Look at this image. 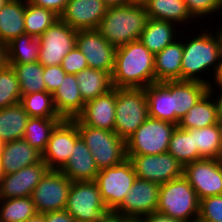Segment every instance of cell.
<instances>
[{
    "label": "cell",
    "mask_w": 222,
    "mask_h": 222,
    "mask_svg": "<svg viewBox=\"0 0 222 222\" xmlns=\"http://www.w3.org/2000/svg\"><path fill=\"white\" fill-rule=\"evenodd\" d=\"M154 58L140 40L117 47L111 74L113 88H145L155 83Z\"/></svg>",
    "instance_id": "obj_1"
},
{
    "label": "cell",
    "mask_w": 222,
    "mask_h": 222,
    "mask_svg": "<svg viewBox=\"0 0 222 222\" xmlns=\"http://www.w3.org/2000/svg\"><path fill=\"white\" fill-rule=\"evenodd\" d=\"M203 31L195 34L196 37L183 41L181 80L198 81L209 86L212 83L209 81V76L206 80L202 74L212 71L211 76H214L222 55L221 41L216 30L214 33L216 35L210 33L209 30Z\"/></svg>",
    "instance_id": "obj_2"
},
{
    "label": "cell",
    "mask_w": 222,
    "mask_h": 222,
    "mask_svg": "<svg viewBox=\"0 0 222 222\" xmlns=\"http://www.w3.org/2000/svg\"><path fill=\"white\" fill-rule=\"evenodd\" d=\"M149 17L145 6L134 3L108 7L97 30L116 48L139 40Z\"/></svg>",
    "instance_id": "obj_3"
},
{
    "label": "cell",
    "mask_w": 222,
    "mask_h": 222,
    "mask_svg": "<svg viewBox=\"0 0 222 222\" xmlns=\"http://www.w3.org/2000/svg\"><path fill=\"white\" fill-rule=\"evenodd\" d=\"M156 211L185 222H197L199 199L184 176L160 185Z\"/></svg>",
    "instance_id": "obj_4"
},
{
    "label": "cell",
    "mask_w": 222,
    "mask_h": 222,
    "mask_svg": "<svg viewBox=\"0 0 222 222\" xmlns=\"http://www.w3.org/2000/svg\"><path fill=\"white\" fill-rule=\"evenodd\" d=\"M72 120L76 123L79 136L89 148L99 171L119 165L127 159L126 141L114 131L87 126L77 117Z\"/></svg>",
    "instance_id": "obj_5"
},
{
    "label": "cell",
    "mask_w": 222,
    "mask_h": 222,
    "mask_svg": "<svg viewBox=\"0 0 222 222\" xmlns=\"http://www.w3.org/2000/svg\"><path fill=\"white\" fill-rule=\"evenodd\" d=\"M114 132L127 140L149 117L144 88H116Z\"/></svg>",
    "instance_id": "obj_6"
},
{
    "label": "cell",
    "mask_w": 222,
    "mask_h": 222,
    "mask_svg": "<svg viewBox=\"0 0 222 222\" xmlns=\"http://www.w3.org/2000/svg\"><path fill=\"white\" fill-rule=\"evenodd\" d=\"M177 125L148 117L126 140L127 155H158L168 152L169 141Z\"/></svg>",
    "instance_id": "obj_7"
},
{
    "label": "cell",
    "mask_w": 222,
    "mask_h": 222,
    "mask_svg": "<svg viewBox=\"0 0 222 222\" xmlns=\"http://www.w3.org/2000/svg\"><path fill=\"white\" fill-rule=\"evenodd\" d=\"M65 210L77 222H97L108 212L95 181H74Z\"/></svg>",
    "instance_id": "obj_8"
},
{
    "label": "cell",
    "mask_w": 222,
    "mask_h": 222,
    "mask_svg": "<svg viewBox=\"0 0 222 222\" xmlns=\"http://www.w3.org/2000/svg\"><path fill=\"white\" fill-rule=\"evenodd\" d=\"M137 178L128 158L119 165L102 169L95 182L108 210L114 211L124 200Z\"/></svg>",
    "instance_id": "obj_9"
},
{
    "label": "cell",
    "mask_w": 222,
    "mask_h": 222,
    "mask_svg": "<svg viewBox=\"0 0 222 222\" xmlns=\"http://www.w3.org/2000/svg\"><path fill=\"white\" fill-rule=\"evenodd\" d=\"M71 184L61 170H48L31 195L37 213L65 210Z\"/></svg>",
    "instance_id": "obj_10"
},
{
    "label": "cell",
    "mask_w": 222,
    "mask_h": 222,
    "mask_svg": "<svg viewBox=\"0 0 222 222\" xmlns=\"http://www.w3.org/2000/svg\"><path fill=\"white\" fill-rule=\"evenodd\" d=\"M77 30L60 18L40 37L39 62L43 66L61 65L63 57L76 46Z\"/></svg>",
    "instance_id": "obj_11"
},
{
    "label": "cell",
    "mask_w": 222,
    "mask_h": 222,
    "mask_svg": "<svg viewBox=\"0 0 222 222\" xmlns=\"http://www.w3.org/2000/svg\"><path fill=\"white\" fill-rule=\"evenodd\" d=\"M136 176L158 184H164L183 176L184 166L170 153L158 155H127Z\"/></svg>",
    "instance_id": "obj_12"
},
{
    "label": "cell",
    "mask_w": 222,
    "mask_h": 222,
    "mask_svg": "<svg viewBox=\"0 0 222 222\" xmlns=\"http://www.w3.org/2000/svg\"><path fill=\"white\" fill-rule=\"evenodd\" d=\"M183 176L199 200L222 195V159H199L184 166Z\"/></svg>",
    "instance_id": "obj_13"
},
{
    "label": "cell",
    "mask_w": 222,
    "mask_h": 222,
    "mask_svg": "<svg viewBox=\"0 0 222 222\" xmlns=\"http://www.w3.org/2000/svg\"><path fill=\"white\" fill-rule=\"evenodd\" d=\"M79 138L77 125L72 119H63L56 125L42 153V160L49 170H61L65 166Z\"/></svg>",
    "instance_id": "obj_14"
},
{
    "label": "cell",
    "mask_w": 222,
    "mask_h": 222,
    "mask_svg": "<svg viewBox=\"0 0 222 222\" xmlns=\"http://www.w3.org/2000/svg\"><path fill=\"white\" fill-rule=\"evenodd\" d=\"M160 184L136 178L122 203L114 210L127 219L139 218L156 212Z\"/></svg>",
    "instance_id": "obj_15"
},
{
    "label": "cell",
    "mask_w": 222,
    "mask_h": 222,
    "mask_svg": "<svg viewBox=\"0 0 222 222\" xmlns=\"http://www.w3.org/2000/svg\"><path fill=\"white\" fill-rule=\"evenodd\" d=\"M76 46L84 54L89 68L112 74L116 47L111 45L97 29L77 30Z\"/></svg>",
    "instance_id": "obj_16"
},
{
    "label": "cell",
    "mask_w": 222,
    "mask_h": 222,
    "mask_svg": "<svg viewBox=\"0 0 222 222\" xmlns=\"http://www.w3.org/2000/svg\"><path fill=\"white\" fill-rule=\"evenodd\" d=\"M48 170L47 164L41 160L15 173L4 175L0 181V199L31 196Z\"/></svg>",
    "instance_id": "obj_17"
},
{
    "label": "cell",
    "mask_w": 222,
    "mask_h": 222,
    "mask_svg": "<svg viewBox=\"0 0 222 222\" xmlns=\"http://www.w3.org/2000/svg\"><path fill=\"white\" fill-rule=\"evenodd\" d=\"M107 8L103 0H69L60 19L75 30L97 29Z\"/></svg>",
    "instance_id": "obj_18"
},
{
    "label": "cell",
    "mask_w": 222,
    "mask_h": 222,
    "mask_svg": "<svg viewBox=\"0 0 222 222\" xmlns=\"http://www.w3.org/2000/svg\"><path fill=\"white\" fill-rule=\"evenodd\" d=\"M116 88L85 103L77 118L85 125L114 131L116 113Z\"/></svg>",
    "instance_id": "obj_19"
},
{
    "label": "cell",
    "mask_w": 222,
    "mask_h": 222,
    "mask_svg": "<svg viewBox=\"0 0 222 222\" xmlns=\"http://www.w3.org/2000/svg\"><path fill=\"white\" fill-rule=\"evenodd\" d=\"M41 160L42 153L24 139L3 143L0 150V162L4 175L15 173Z\"/></svg>",
    "instance_id": "obj_20"
},
{
    "label": "cell",
    "mask_w": 222,
    "mask_h": 222,
    "mask_svg": "<svg viewBox=\"0 0 222 222\" xmlns=\"http://www.w3.org/2000/svg\"><path fill=\"white\" fill-rule=\"evenodd\" d=\"M71 153L69 160L61 169L65 176L72 182L95 181L99 170L89 148L81 138L74 143Z\"/></svg>",
    "instance_id": "obj_21"
},
{
    "label": "cell",
    "mask_w": 222,
    "mask_h": 222,
    "mask_svg": "<svg viewBox=\"0 0 222 222\" xmlns=\"http://www.w3.org/2000/svg\"><path fill=\"white\" fill-rule=\"evenodd\" d=\"M144 89L148 116L174 124L173 81L155 82Z\"/></svg>",
    "instance_id": "obj_22"
},
{
    "label": "cell",
    "mask_w": 222,
    "mask_h": 222,
    "mask_svg": "<svg viewBox=\"0 0 222 222\" xmlns=\"http://www.w3.org/2000/svg\"><path fill=\"white\" fill-rule=\"evenodd\" d=\"M177 39L179 40H175L162 51L155 54V82L181 80V60L183 57L182 40L185 41V39L181 37Z\"/></svg>",
    "instance_id": "obj_23"
},
{
    "label": "cell",
    "mask_w": 222,
    "mask_h": 222,
    "mask_svg": "<svg viewBox=\"0 0 222 222\" xmlns=\"http://www.w3.org/2000/svg\"><path fill=\"white\" fill-rule=\"evenodd\" d=\"M54 105L63 119L76 118L85 105L75 75L66 74L61 85L53 94Z\"/></svg>",
    "instance_id": "obj_24"
},
{
    "label": "cell",
    "mask_w": 222,
    "mask_h": 222,
    "mask_svg": "<svg viewBox=\"0 0 222 222\" xmlns=\"http://www.w3.org/2000/svg\"><path fill=\"white\" fill-rule=\"evenodd\" d=\"M208 85L198 81L175 80L173 81V110L174 124L208 92Z\"/></svg>",
    "instance_id": "obj_25"
},
{
    "label": "cell",
    "mask_w": 222,
    "mask_h": 222,
    "mask_svg": "<svg viewBox=\"0 0 222 222\" xmlns=\"http://www.w3.org/2000/svg\"><path fill=\"white\" fill-rule=\"evenodd\" d=\"M26 0H8L0 10V43L7 45L25 34L24 14Z\"/></svg>",
    "instance_id": "obj_26"
},
{
    "label": "cell",
    "mask_w": 222,
    "mask_h": 222,
    "mask_svg": "<svg viewBox=\"0 0 222 222\" xmlns=\"http://www.w3.org/2000/svg\"><path fill=\"white\" fill-rule=\"evenodd\" d=\"M176 26L173 22L149 18L139 40L155 55L176 40Z\"/></svg>",
    "instance_id": "obj_27"
},
{
    "label": "cell",
    "mask_w": 222,
    "mask_h": 222,
    "mask_svg": "<svg viewBox=\"0 0 222 222\" xmlns=\"http://www.w3.org/2000/svg\"><path fill=\"white\" fill-rule=\"evenodd\" d=\"M148 17L187 25L194 20L184 0H151L145 5ZM190 20V22H189Z\"/></svg>",
    "instance_id": "obj_28"
},
{
    "label": "cell",
    "mask_w": 222,
    "mask_h": 222,
    "mask_svg": "<svg viewBox=\"0 0 222 222\" xmlns=\"http://www.w3.org/2000/svg\"><path fill=\"white\" fill-rule=\"evenodd\" d=\"M217 106L212 95L207 92L179 121L182 129H200L218 124Z\"/></svg>",
    "instance_id": "obj_29"
},
{
    "label": "cell",
    "mask_w": 222,
    "mask_h": 222,
    "mask_svg": "<svg viewBox=\"0 0 222 222\" xmlns=\"http://www.w3.org/2000/svg\"><path fill=\"white\" fill-rule=\"evenodd\" d=\"M83 101L95 99L113 88L111 74L93 68L83 69L75 75Z\"/></svg>",
    "instance_id": "obj_30"
},
{
    "label": "cell",
    "mask_w": 222,
    "mask_h": 222,
    "mask_svg": "<svg viewBox=\"0 0 222 222\" xmlns=\"http://www.w3.org/2000/svg\"><path fill=\"white\" fill-rule=\"evenodd\" d=\"M28 119L20 103L0 109V140L7 143L23 139Z\"/></svg>",
    "instance_id": "obj_31"
},
{
    "label": "cell",
    "mask_w": 222,
    "mask_h": 222,
    "mask_svg": "<svg viewBox=\"0 0 222 222\" xmlns=\"http://www.w3.org/2000/svg\"><path fill=\"white\" fill-rule=\"evenodd\" d=\"M168 153L183 166L202 159L194 142V129L176 127L169 141Z\"/></svg>",
    "instance_id": "obj_32"
},
{
    "label": "cell",
    "mask_w": 222,
    "mask_h": 222,
    "mask_svg": "<svg viewBox=\"0 0 222 222\" xmlns=\"http://www.w3.org/2000/svg\"><path fill=\"white\" fill-rule=\"evenodd\" d=\"M14 70L20 84L21 96L46 91L43 79L44 66L38 62L8 63Z\"/></svg>",
    "instance_id": "obj_33"
},
{
    "label": "cell",
    "mask_w": 222,
    "mask_h": 222,
    "mask_svg": "<svg viewBox=\"0 0 222 222\" xmlns=\"http://www.w3.org/2000/svg\"><path fill=\"white\" fill-rule=\"evenodd\" d=\"M40 39L28 34H22L7 44L8 63L38 62Z\"/></svg>",
    "instance_id": "obj_34"
},
{
    "label": "cell",
    "mask_w": 222,
    "mask_h": 222,
    "mask_svg": "<svg viewBox=\"0 0 222 222\" xmlns=\"http://www.w3.org/2000/svg\"><path fill=\"white\" fill-rule=\"evenodd\" d=\"M62 120L63 118L29 117L23 139L39 152L43 153L53 129Z\"/></svg>",
    "instance_id": "obj_35"
},
{
    "label": "cell",
    "mask_w": 222,
    "mask_h": 222,
    "mask_svg": "<svg viewBox=\"0 0 222 222\" xmlns=\"http://www.w3.org/2000/svg\"><path fill=\"white\" fill-rule=\"evenodd\" d=\"M60 18L54 11L36 6L26 0L24 14L25 34L40 37Z\"/></svg>",
    "instance_id": "obj_36"
},
{
    "label": "cell",
    "mask_w": 222,
    "mask_h": 222,
    "mask_svg": "<svg viewBox=\"0 0 222 222\" xmlns=\"http://www.w3.org/2000/svg\"><path fill=\"white\" fill-rule=\"evenodd\" d=\"M20 104L29 117L62 118L55 108L53 95L47 91L22 95Z\"/></svg>",
    "instance_id": "obj_37"
},
{
    "label": "cell",
    "mask_w": 222,
    "mask_h": 222,
    "mask_svg": "<svg viewBox=\"0 0 222 222\" xmlns=\"http://www.w3.org/2000/svg\"><path fill=\"white\" fill-rule=\"evenodd\" d=\"M194 142L199 156L204 159H222L219 125L194 129Z\"/></svg>",
    "instance_id": "obj_38"
},
{
    "label": "cell",
    "mask_w": 222,
    "mask_h": 222,
    "mask_svg": "<svg viewBox=\"0 0 222 222\" xmlns=\"http://www.w3.org/2000/svg\"><path fill=\"white\" fill-rule=\"evenodd\" d=\"M36 213L31 196L0 199L1 222H25Z\"/></svg>",
    "instance_id": "obj_39"
},
{
    "label": "cell",
    "mask_w": 222,
    "mask_h": 222,
    "mask_svg": "<svg viewBox=\"0 0 222 222\" xmlns=\"http://www.w3.org/2000/svg\"><path fill=\"white\" fill-rule=\"evenodd\" d=\"M21 90L16 74L7 65L0 70V109L20 103Z\"/></svg>",
    "instance_id": "obj_40"
},
{
    "label": "cell",
    "mask_w": 222,
    "mask_h": 222,
    "mask_svg": "<svg viewBox=\"0 0 222 222\" xmlns=\"http://www.w3.org/2000/svg\"><path fill=\"white\" fill-rule=\"evenodd\" d=\"M197 222H222V195L199 200Z\"/></svg>",
    "instance_id": "obj_41"
},
{
    "label": "cell",
    "mask_w": 222,
    "mask_h": 222,
    "mask_svg": "<svg viewBox=\"0 0 222 222\" xmlns=\"http://www.w3.org/2000/svg\"><path fill=\"white\" fill-rule=\"evenodd\" d=\"M187 4V8L194 19L198 20L200 17L210 16L215 13L219 15V11L222 10L219 0H184ZM219 10V11H218ZM218 11V12H217ZM198 17V18H197Z\"/></svg>",
    "instance_id": "obj_42"
},
{
    "label": "cell",
    "mask_w": 222,
    "mask_h": 222,
    "mask_svg": "<svg viewBox=\"0 0 222 222\" xmlns=\"http://www.w3.org/2000/svg\"><path fill=\"white\" fill-rule=\"evenodd\" d=\"M61 67L67 74L76 75L88 68V65L84 54L75 46L63 57Z\"/></svg>",
    "instance_id": "obj_43"
},
{
    "label": "cell",
    "mask_w": 222,
    "mask_h": 222,
    "mask_svg": "<svg viewBox=\"0 0 222 222\" xmlns=\"http://www.w3.org/2000/svg\"><path fill=\"white\" fill-rule=\"evenodd\" d=\"M66 74L61 65L44 66L43 79L46 85V91L53 95L61 85Z\"/></svg>",
    "instance_id": "obj_44"
},
{
    "label": "cell",
    "mask_w": 222,
    "mask_h": 222,
    "mask_svg": "<svg viewBox=\"0 0 222 222\" xmlns=\"http://www.w3.org/2000/svg\"><path fill=\"white\" fill-rule=\"evenodd\" d=\"M28 2L43 8L54 11L57 15H61L69 0H27Z\"/></svg>",
    "instance_id": "obj_45"
},
{
    "label": "cell",
    "mask_w": 222,
    "mask_h": 222,
    "mask_svg": "<svg viewBox=\"0 0 222 222\" xmlns=\"http://www.w3.org/2000/svg\"><path fill=\"white\" fill-rule=\"evenodd\" d=\"M46 222H77L66 210L44 213Z\"/></svg>",
    "instance_id": "obj_46"
},
{
    "label": "cell",
    "mask_w": 222,
    "mask_h": 222,
    "mask_svg": "<svg viewBox=\"0 0 222 222\" xmlns=\"http://www.w3.org/2000/svg\"><path fill=\"white\" fill-rule=\"evenodd\" d=\"M139 222H185L183 220L164 215L159 212H153L138 219Z\"/></svg>",
    "instance_id": "obj_47"
},
{
    "label": "cell",
    "mask_w": 222,
    "mask_h": 222,
    "mask_svg": "<svg viewBox=\"0 0 222 222\" xmlns=\"http://www.w3.org/2000/svg\"><path fill=\"white\" fill-rule=\"evenodd\" d=\"M219 89L220 91H219V95L217 94V96L216 95H214V94H216L215 92H217V90L216 89ZM216 90V91H215ZM215 90H214V87H208V92L212 95V97H214L213 99H214V101H215V104H216V106H217V114H218V118L219 119H222V87H216L215 88ZM214 95V96H213Z\"/></svg>",
    "instance_id": "obj_48"
},
{
    "label": "cell",
    "mask_w": 222,
    "mask_h": 222,
    "mask_svg": "<svg viewBox=\"0 0 222 222\" xmlns=\"http://www.w3.org/2000/svg\"><path fill=\"white\" fill-rule=\"evenodd\" d=\"M127 218H124L119 213L109 210L106 214L97 222H125Z\"/></svg>",
    "instance_id": "obj_49"
},
{
    "label": "cell",
    "mask_w": 222,
    "mask_h": 222,
    "mask_svg": "<svg viewBox=\"0 0 222 222\" xmlns=\"http://www.w3.org/2000/svg\"><path fill=\"white\" fill-rule=\"evenodd\" d=\"M212 78L215 80V81H214L215 84L211 83V84L209 85V87H214V85H215V87H222V55H221V58H220V62H219V64H218V68H217L214 76L211 77V79H212ZM212 84H213V85H212ZM217 85H218V86H217Z\"/></svg>",
    "instance_id": "obj_50"
},
{
    "label": "cell",
    "mask_w": 222,
    "mask_h": 222,
    "mask_svg": "<svg viewBox=\"0 0 222 222\" xmlns=\"http://www.w3.org/2000/svg\"><path fill=\"white\" fill-rule=\"evenodd\" d=\"M7 65V45L0 43V70L4 69Z\"/></svg>",
    "instance_id": "obj_51"
},
{
    "label": "cell",
    "mask_w": 222,
    "mask_h": 222,
    "mask_svg": "<svg viewBox=\"0 0 222 222\" xmlns=\"http://www.w3.org/2000/svg\"><path fill=\"white\" fill-rule=\"evenodd\" d=\"M103 2L107 7H115L127 5L131 2V0H103Z\"/></svg>",
    "instance_id": "obj_52"
},
{
    "label": "cell",
    "mask_w": 222,
    "mask_h": 222,
    "mask_svg": "<svg viewBox=\"0 0 222 222\" xmlns=\"http://www.w3.org/2000/svg\"><path fill=\"white\" fill-rule=\"evenodd\" d=\"M25 222H46V221L44 214L36 213L34 216L28 218Z\"/></svg>",
    "instance_id": "obj_53"
},
{
    "label": "cell",
    "mask_w": 222,
    "mask_h": 222,
    "mask_svg": "<svg viewBox=\"0 0 222 222\" xmlns=\"http://www.w3.org/2000/svg\"><path fill=\"white\" fill-rule=\"evenodd\" d=\"M151 0H131V3L140 5V6H145L148 2Z\"/></svg>",
    "instance_id": "obj_54"
},
{
    "label": "cell",
    "mask_w": 222,
    "mask_h": 222,
    "mask_svg": "<svg viewBox=\"0 0 222 222\" xmlns=\"http://www.w3.org/2000/svg\"><path fill=\"white\" fill-rule=\"evenodd\" d=\"M218 125H219V131H220L221 151H222V119H219Z\"/></svg>",
    "instance_id": "obj_55"
},
{
    "label": "cell",
    "mask_w": 222,
    "mask_h": 222,
    "mask_svg": "<svg viewBox=\"0 0 222 222\" xmlns=\"http://www.w3.org/2000/svg\"><path fill=\"white\" fill-rule=\"evenodd\" d=\"M217 33L219 34V36H220V41H221V51H222V27H221V29L219 28H217Z\"/></svg>",
    "instance_id": "obj_56"
},
{
    "label": "cell",
    "mask_w": 222,
    "mask_h": 222,
    "mask_svg": "<svg viewBox=\"0 0 222 222\" xmlns=\"http://www.w3.org/2000/svg\"><path fill=\"white\" fill-rule=\"evenodd\" d=\"M8 2V0H0V10Z\"/></svg>",
    "instance_id": "obj_57"
},
{
    "label": "cell",
    "mask_w": 222,
    "mask_h": 222,
    "mask_svg": "<svg viewBox=\"0 0 222 222\" xmlns=\"http://www.w3.org/2000/svg\"><path fill=\"white\" fill-rule=\"evenodd\" d=\"M3 176H4V173H3L2 165H1V162H0V181H1Z\"/></svg>",
    "instance_id": "obj_58"
},
{
    "label": "cell",
    "mask_w": 222,
    "mask_h": 222,
    "mask_svg": "<svg viewBox=\"0 0 222 222\" xmlns=\"http://www.w3.org/2000/svg\"><path fill=\"white\" fill-rule=\"evenodd\" d=\"M125 222H139V220L127 219Z\"/></svg>",
    "instance_id": "obj_59"
},
{
    "label": "cell",
    "mask_w": 222,
    "mask_h": 222,
    "mask_svg": "<svg viewBox=\"0 0 222 222\" xmlns=\"http://www.w3.org/2000/svg\"><path fill=\"white\" fill-rule=\"evenodd\" d=\"M3 147V142L0 140V150Z\"/></svg>",
    "instance_id": "obj_60"
}]
</instances>
